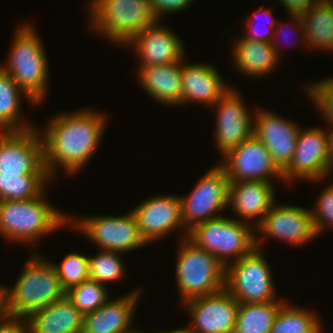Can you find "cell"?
<instances>
[{
	"instance_id": "cell-8",
	"label": "cell",
	"mask_w": 333,
	"mask_h": 333,
	"mask_svg": "<svg viewBox=\"0 0 333 333\" xmlns=\"http://www.w3.org/2000/svg\"><path fill=\"white\" fill-rule=\"evenodd\" d=\"M255 234L256 247L226 267L225 289L239 303L280 301L267 258L261 252L262 237Z\"/></svg>"
},
{
	"instance_id": "cell-40",
	"label": "cell",
	"mask_w": 333,
	"mask_h": 333,
	"mask_svg": "<svg viewBox=\"0 0 333 333\" xmlns=\"http://www.w3.org/2000/svg\"><path fill=\"white\" fill-rule=\"evenodd\" d=\"M7 288L0 284V318L9 316Z\"/></svg>"
},
{
	"instance_id": "cell-41",
	"label": "cell",
	"mask_w": 333,
	"mask_h": 333,
	"mask_svg": "<svg viewBox=\"0 0 333 333\" xmlns=\"http://www.w3.org/2000/svg\"><path fill=\"white\" fill-rule=\"evenodd\" d=\"M328 132H329V142H330L331 167L333 169V126H329Z\"/></svg>"
},
{
	"instance_id": "cell-2",
	"label": "cell",
	"mask_w": 333,
	"mask_h": 333,
	"mask_svg": "<svg viewBox=\"0 0 333 333\" xmlns=\"http://www.w3.org/2000/svg\"><path fill=\"white\" fill-rule=\"evenodd\" d=\"M40 196L31 200L0 201V234L5 239L35 242L67 225L69 217Z\"/></svg>"
},
{
	"instance_id": "cell-42",
	"label": "cell",
	"mask_w": 333,
	"mask_h": 333,
	"mask_svg": "<svg viewBox=\"0 0 333 333\" xmlns=\"http://www.w3.org/2000/svg\"><path fill=\"white\" fill-rule=\"evenodd\" d=\"M158 333H190L189 331H188V329L187 328H178V329H176V330H172V331H162V332H158Z\"/></svg>"
},
{
	"instance_id": "cell-25",
	"label": "cell",
	"mask_w": 333,
	"mask_h": 333,
	"mask_svg": "<svg viewBox=\"0 0 333 333\" xmlns=\"http://www.w3.org/2000/svg\"><path fill=\"white\" fill-rule=\"evenodd\" d=\"M27 319L29 333H82L84 315L65 296Z\"/></svg>"
},
{
	"instance_id": "cell-12",
	"label": "cell",
	"mask_w": 333,
	"mask_h": 333,
	"mask_svg": "<svg viewBox=\"0 0 333 333\" xmlns=\"http://www.w3.org/2000/svg\"><path fill=\"white\" fill-rule=\"evenodd\" d=\"M36 128L0 132V175H49L44 163L43 139Z\"/></svg>"
},
{
	"instance_id": "cell-31",
	"label": "cell",
	"mask_w": 333,
	"mask_h": 333,
	"mask_svg": "<svg viewBox=\"0 0 333 333\" xmlns=\"http://www.w3.org/2000/svg\"><path fill=\"white\" fill-rule=\"evenodd\" d=\"M107 286L87 279L66 292V297L83 314L91 313L105 304L108 298Z\"/></svg>"
},
{
	"instance_id": "cell-6",
	"label": "cell",
	"mask_w": 333,
	"mask_h": 333,
	"mask_svg": "<svg viewBox=\"0 0 333 333\" xmlns=\"http://www.w3.org/2000/svg\"><path fill=\"white\" fill-rule=\"evenodd\" d=\"M175 270L178 292L183 303L196 297L218 293L225 288L226 267L187 237L181 241Z\"/></svg>"
},
{
	"instance_id": "cell-22",
	"label": "cell",
	"mask_w": 333,
	"mask_h": 333,
	"mask_svg": "<svg viewBox=\"0 0 333 333\" xmlns=\"http://www.w3.org/2000/svg\"><path fill=\"white\" fill-rule=\"evenodd\" d=\"M140 293L137 289L108 300L95 311L84 315L82 333H134L131 323Z\"/></svg>"
},
{
	"instance_id": "cell-14",
	"label": "cell",
	"mask_w": 333,
	"mask_h": 333,
	"mask_svg": "<svg viewBox=\"0 0 333 333\" xmlns=\"http://www.w3.org/2000/svg\"><path fill=\"white\" fill-rule=\"evenodd\" d=\"M192 320L190 333H233L239 302L225 288L183 303Z\"/></svg>"
},
{
	"instance_id": "cell-23",
	"label": "cell",
	"mask_w": 333,
	"mask_h": 333,
	"mask_svg": "<svg viewBox=\"0 0 333 333\" xmlns=\"http://www.w3.org/2000/svg\"><path fill=\"white\" fill-rule=\"evenodd\" d=\"M138 67V83L148 95L167 106L182 105V61Z\"/></svg>"
},
{
	"instance_id": "cell-11",
	"label": "cell",
	"mask_w": 333,
	"mask_h": 333,
	"mask_svg": "<svg viewBox=\"0 0 333 333\" xmlns=\"http://www.w3.org/2000/svg\"><path fill=\"white\" fill-rule=\"evenodd\" d=\"M331 170L329 132L320 127L300 129L293 158L283 171V182L298 178L318 182L325 180Z\"/></svg>"
},
{
	"instance_id": "cell-37",
	"label": "cell",
	"mask_w": 333,
	"mask_h": 333,
	"mask_svg": "<svg viewBox=\"0 0 333 333\" xmlns=\"http://www.w3.org/2000/svg\"><path fill=\"white\" fill-rule=\"evenodd\" d=\"M192 1L193 0H149L151 10L159 21L162 15L171 12L172 14L180 12V10L182 11L189 7V5L193 3Z\"/></svg>"
},
{
	"instance_id": "cell-24",
	"label": "cell",
	"mask_w": 333,
	"mask_h": 333,
	"mask_svg": "<svg viewBox=\"0 0 333 333\" xmlns=\"http://www.w3.org/2000/svg\"><path fill=\"white\" fill-rule=\"evenodd\" d=\"M290 18H293L292 24L301 33L302 43H305L308 48L333 51V7L331 5L320 0L301 14H290Z\"/></svg>"
},
{
	"instance_id": "cell-36",
	"label": "cell",
	"mask_w": 333,
	"mask_h": 333,
	"mask_svg": "<svg viewBox=\"0 0 333 333\" xmlns=\"http://www.w3.org/2000/svg\"><path fill=\"white\" fill-rule=\"evenodd\" d=\"M271 12L272 11L267 10L264 7V5H261L259 10L254 11L253 15H255L256 13L264 14V15L266 14V15L270 16V18H271L273 16L271 14ZM255 17L256 16H254V18ZM254 18L252 19L250 16H249V18H247V25H248L247 28L248 29L246 30L247 31L246 34L245 35L243 34V38H246L251 41H261V42L272 43V41L274 40L273 38H276V37H274V36H276L275 33L277 34V32H279L278 29H281L282 26L285 24V23H280V20L277 21V19H274V20L272 19V21H270L268 23L269 29H266V33H263L261 31L257 30L256 27H254L253 22L251 23V21L254 20ZM251 24H253V25H251Z\"/></svg>"
},
{
	"instance_id": "cell-16",
	"label": "cell",
	"mask_w": 333,
	"mask_h": 333,
	"mask_svg": "<svg viewBox=\"0 0 333 333\" xmlns=\"http://www.w3.org/2000/svg\"><path fill=\"white\" fill-rule=\"evenodd\" d=\"M275 204L276 202L262 221L254 226L256 232L262 233L266 237L282 239V242H287L292 246L303 245L318 236L311 209L295 205Z\"/></svg>"
},
{
	"instance_id": "cell-34",
	"label": "cell",
	"mask_w": 333,
	"mask_h": 333,
	"mask_svg": "<svg viewBox=\"0 0 333 333\" xmlns=\"http://www.w3.org/2000/svg\"><path fill=\"white\" fill-rule=\"evenodd\" d=\"M307 95L310 96L313 104L318 107V110L322 112L323 117L326 118L328 126H333V78L322 79L316 83L307 85Z\"/></svg>"
},
{
	"instance_id": "cell-19",
	"label": "cell",
	"mask_w": 333,
	"mask_h": 333,
	"mask_svg": "<svg viewBox=\"0 0 333 333\" xmlns=\"http://www.w3.org/2000/svg\"><path fill=\"white\" fill-rule=\"evenodd\" d=\"M169 29L160 25L158 20L127 43L129 46L135 45L140 66L164 65L184 60L183 41Z\"/></svg>"
},
{
	"instance_id": "cell-13",
	"label": "cell",
	"mask_w": 333,
	"mask_h": 333,
	"mask_svg": "<svg viewBox=\"0 0 333 333\" xmlns=\"http://www.w3.org/2000/svg\"><path fill=\"white\" fill-rule=\"evenodd\" d=\"M222 164L229 182L261 180L271 182V177L283 180V172L274 163L268 149L254 135L230 149Z\"/></svg>"
},
{
	"instance_id": "cell-17",
	"label": "cell",
	"mask_w": 333,
	"mask_h": 333,
	"mask_svg": "<svg viewBox=\"0 0 333 333\" xmlns=\"http://www.w3.org/2000/svg\"><path fill=\"white\" fill-rule=\"evenodd\" d=\"M140 234L147 244L184 229L180 196L160 195L146 199L132 210Z\"/></svg>"
},
{
	"instance_id": "cell-32",
	"label": "cell",
	"mask_w": 333,
	"mask_h": 333,
	"mask_svg": "<svg viewBox=\"0 0 333 333\" xmlns=\"http://www.w3.org/2000/svg\"><path fill=\"white\" fill-rule=\"evenodd\" d=\"M121 252L101 250L96 256L89 257L90 279L106 286L107 282H117L124 278L125 265Z\"/></svg>"
},
{
	"instance_id": "cell-20",
	"label": "cell",
	"mask_w": 333,
	"mask_h": 333,
	"mask_svg": "<svg viewBox=\"0 0 333 333\" xmlns=\"http://www.w3.org/2000/svg\"><path fill=\"white\" fill-rule=\"evenodd\" d=\"M275 197L272 182L261 180L229 182L228 206L246 223L258 218L255 220L257 226L275 203Z\"/></svg>"
},
{
	"instance_id": "cell-1",
	"label": "cell",
	"mask_w": 333,
	"mask_h": 333,
	"mask_svg": "<svg viewBox=\"0 0 333 333\" xmlns=\"http://www.w3.org/2000/svg\"><path fill=\"white\" fill-rule=\"evenodd\" d=\"M76 111L55 115L41 133L44 163L51 179L58 167L67 174L81 170L103 137L106 128L103 114L87 108Z\"/></svg>"
},
{
	"instance_id": "cell-33",
	"label": "cell",
	"mask_w": 333,
	"mask_h": 333,
	"mask_svg": "<svg viewBox=\"0 0 333 333\" xmlns=\"http://www.w3.org/2000/svg\"><path fill=\"white\" fill-rule=\"evenodd\" d=\"M52 264L66 292L90 278L89 257L83 254L71 252L65 256L61 264Z\"/></svg>"
},
{
	"instance_id": "cell-21",
	"label": "cell",
	"mask_w": 333,
	"mask_h": 333,
	"mask_svg": "<svg viewBox=\"0 0 333 333\" xmlns=\"http://www.w3.org/2000/svg\"><path fill=\"white\" fill-rule=\"evenodd\" d=\"M182 60V105L191 102L214 105L231 87L209 63H184Z\"/></svg>"
},
{
	"instance_id": "cell-29",
	"label": "cell",
	"mask_w": 333,
	"mask_h": 333,
	"mask_svg": "<svg viewBox=\"0 0 333 333\" xmlns=\"http://www.w3.org/2000/svg\"><path fill=\"white\" fill-rule=\"evenodd\" d=\"M321 321L308 309L283 304L270 333H322Z\"/></svg>"
},
{
	"instance_id": "cell-15",
	"label": "cell",
	"mask_w": 333,
	"mask_h": 333,
	"mask_svg": "<svg viewBox=\"0 0 333 333\" xmlns=\"http://www.w3.org/2000/svg\"><path fill=\"white\" fill-rule=\"evenodd\" d=\"M240 97L236 88L231 87L212 105V108L217 107L214 139L222 156L249 139L254 132V112L248 111L244 100Z\"/></svg>"
},
{
	"instance_id": "cell-43",
	"label": "cell",
	"mask_w": 333,
	"mask_h": 333,
	"mask_svg": "<svg viewBox=\"0 0 333 333\" xmlns=\"http://www.w3.org/2000/svg\"><path fill=\"white\" fill-rule=\"evenodd\" d=\"M324 1L333 7V0H324Z\"/></svg>"
},
{
	"instance_id": "cell-18",
	"label": "cell",
	"mask_w": 333,
	"mask_h": 333,
	"mask_svg": "<svg viewBox=\"0 0 333 333\" xmlns=\"http://www.w3.org/2000/svg\"><path fill=\"white\" fill-rule=\"evenodd\" d=\"M255 112L253 135L264 144L274 163L283 172L293 158L301 128L264 108Z\"/></svg>"
},
{
	"instance_id": "cell-38",
	"label": "cell",
	"mask_w": 333,
	"mask_h": 333,
	"mask_svg": "<svg viewBox=\"0 0 333 333\" xmlns=\"http://www.w3.org/2000/svg\"><path fill=\"white\" fill-rule=\"evenodd\" d=\"M0 333H29L28 319L18 316L0 318Z\"/></svg>"
},
{
	"instance_id": "cell-10",
	"label": "cell",
	"mask_w": 333,
	"mask_h": 333,
	"mask_svg": "<svg viewBox=\"0 0 333 333\" xmlns=\"http://www.w3.org/2000/svg\"><path fill=\"white\" fill-rule=\"evenodd\" d=\"M69 216L71 228H75L90 239L100 250L127 253L148 245L142 238L133 212L127 215L90 216L76 218ZM72 220V221H71Z\"/></svg>"
},
{
	"instance_id": "cell-26",
	"label": "cell",
	"mask_w": 333,
	"mask_h": 333,
	"mask_svg": "<svg viewBox=\"0 0 333 333\" xmlns=\"http://www.w3.org/2000/svg\"><path fill=\"white\" fill-rule=\"evenodd\" d=\"M233 47L234 65L251 78L272 73L280 60V49L275 40L268 43L239 37Z\"/></svg>"
},
{
	"instance_id": "cell-9",
	"label": "cell",
	"mask_w": 333,
	"mask_h": 333,
	"mask_svg": "<svg viewBox=\"0 0 333 333\" xmlns=\"http://www.w3.org/2000/svg\"><path fill=\"white\" fill-rule=\"evenodd\" d=\"M190 192L188 196H180L185 228L183 238L198 224L219 217L216 213L228 207L229 179L225 169L220 163L215 165Z\"/></svg>"
},
{
	"instance_id": "cell-28",
	"label": "cell",
	"mask_w": 333,
	"mask_h": 333,
	"mask_svg": "<svg viewBox=\"0 0 333 333\" xmlns=\"http://www.w3.org/2000/svg\"><path fill=\"white\" fill-rule=\"evenodd\" d=\"M286 302L239 303L233 333H270L280 307Z\"/></svg>"
},
{
	"instance_id": "cell-4",
	"label": "cell",
	"mask_w": 333,
	"mask_h": 333,
	"mask_svg": "<svg viewBox=\"0 0 333 333\" xmlns=\"http://www.w3.org/2000/svg\"><path fill=\"white\" fill-rule=\"evenodd\" d=\"M27 262L17 283L7 288L10 316L28 318L34 312L66 296L51 261L34 252Z\"/></svg>"
},
{
	"instance_id": "cell-39",
	"label": "cell",
	"mask_w": 333,
	"mask_h": 333,
	"mask_svg": "<svg viewBox=\"0 0 333 333\" xmlns=\"http://www.w3.org/2000/svg\"><path fill=\"white\" fill-rule=\"evenodd\" d=\"M282 6L286 9V13L301 14L309 9L313 4H317L320 0H280Z\"/></svg>"
},
{
	"instance_id": "cell-3",
	"label": "cell",
	"mask_w": 333,
	"mask_h": 333,
	"mask_svg": "<svg viewBox=\"0 0 333 333\" xmlns=\"http://www.w3.org/2000/svg\"><path fill=\"white\" fill-rule=\"evenodd\" d=\"M34 28L28 23L20 25L10 46L9 59L0 67L38 105L46 96L49 67L43 44Z\"/></svg>"
},
{
	"instance_id": "cell-7",
	"label": "cell",
	"mask_w": 333,
	"mask_h": 333,
	"mask_svg": "<svg viewBox=\"0 0 333 333\" xmlns=\"http://www.w3.org/2000/svg\"><path fill=\"white\" fill-rule=\"evenodd\" d=\"M249 224L236 219V216L232 219L219 215L195 226L187 238L227 267L256 247L255 231Z\"/></svg>"
},
{
	"instance_id": "cell-5",
	"label": "cell",
	"mask_w": 333,
	"mask_h": 333,
	"mask_svg": "<svg viewBox=\"0 0 333 333\" xmlns=\"http://www.w3.org/2000/svg\"><path fill=\"white\" fill-rule=\"evenodd\" d=\"M89 5L93 30L118 45L126 46L136 34L158 21L149 0H91Z\"/></svg>"
},
{
	"instance_id": "cell-27",
	"label": "cell",
	"mask_w": 333,
	"mask_h": 333,
	"mask_svg": "<svg viewBox=\"0 0 333 333\" xmlns=\"http://www.w3.org/2000/svg\"><path fill=\"white\" fill-rule=\"evenodd\" d=\"M21 94L35 105L12 77L0 67V132H23L35 128L20 118V104L23 98Z\"/></svg>"
},
{
	"instance_id": "cell-35",
	"label": "cell",
	"mask_w": 333,
	"mask_h": 333,
	"mask_svg": "<svg viewBox=\"0 0 333 333\" xmlns=\"http://www.w3.org/2000/svg\"><path fill=\"white\" fill-rule=\"evenodd\" d=\"M314 204L316 206L311 209L312 218L316 234L320 235L325 228H333V184L322 190Z\"/></svg>"
},
{
	"instance_id": "cell-30",
	"label": "cell",
	"mask_w": 333,
	"mask_h": 333,
	"mask_svg": "<svg viewBox=\"0 0 333 333\" xmlns=\"http://www.w3.org/2000/svg\"><path fill=\"white\" fill-rule=\"evenodd\" d=\"M49 175H0V201L31 200L40 196Z\"/></svg>"
}]
</instances>
